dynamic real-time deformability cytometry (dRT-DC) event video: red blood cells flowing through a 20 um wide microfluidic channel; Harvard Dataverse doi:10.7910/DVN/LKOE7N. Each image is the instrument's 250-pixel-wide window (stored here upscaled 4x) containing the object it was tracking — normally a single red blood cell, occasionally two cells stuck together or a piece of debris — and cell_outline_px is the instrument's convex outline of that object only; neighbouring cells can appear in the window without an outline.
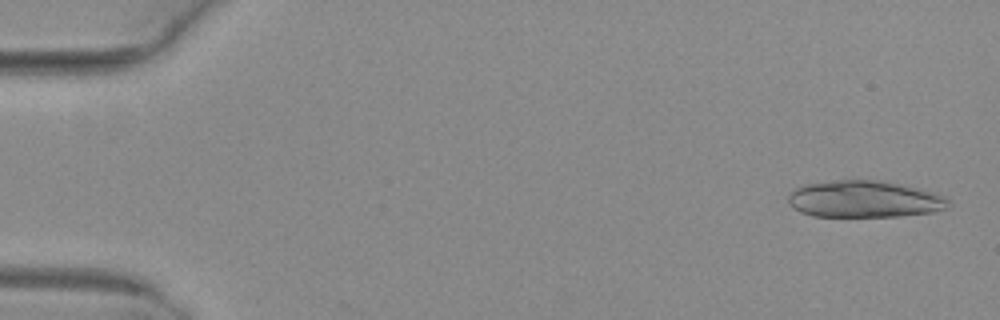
{"species": "common noctule bat (a hibernating species)", "species_latin": "Nyctalus noctula", "temperature_condition": "warm", "stored_images_in_passage": 51, "camera_frame_rate_fps": 3000, "um_per_image_px": 0.085, "animal": {"sex": "female", "body_mass_g": 29.2, "forearm_length_mm": 56.3}, "frame": {"image": 1, "passage_image": 2, "time_ms": 0.333, "image_size_px": [1000, 320], "cell_outline_px": [[952, 204], [944, 208], [932, 212], [900, 216], [812, 216], [800, 212], [792, 208], [788, 204], [788, 196], [796, 188], [804, 184], [836, 180], [880, 180], [900, 184], [936, 192], [948, 196], [952, 200]], "centroid_in_image_um": [73.5, 16.92], "position_along_channel_um": 11.5, "area_um2": 34.68}}
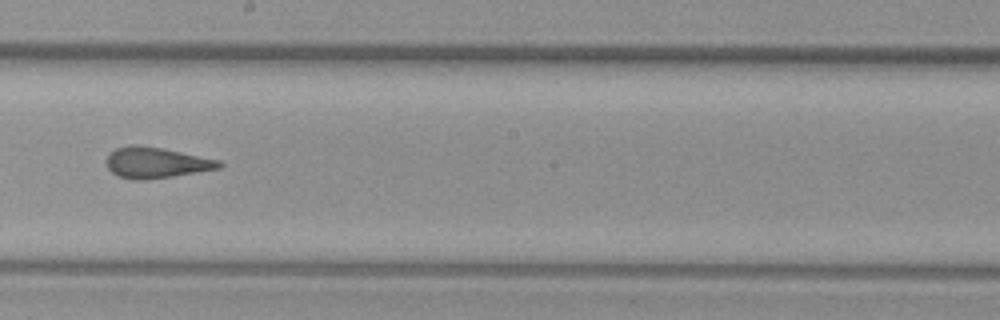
{"frame": {"image": 2, "passage_image": 30, "time_ms": 9.667, "image_size_px": [1000, 320], "cell_outline_px": [[224, 164], [220, 168], [172, 176], [144, 180], [132, 180], [120, 176], [112, 172], [108, 168], [108, 156], [116, 148], [128, 144], [136, 144], [160, 148], [220, 160]], "centroid_in_image_um": [13.28, 13.82], "position_along_channel_um": 234.9, "area_um2": 19.94}}
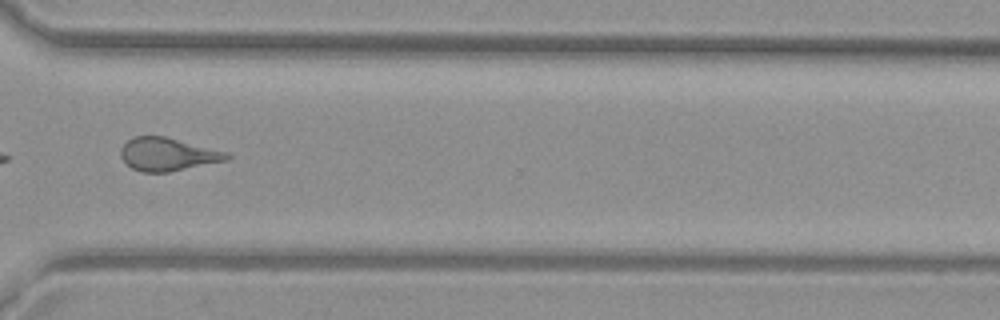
{"frame": {"image": 3, "passage_image": 39, "time_ms": 12.667, "image_size_px": [1000, 320], "cell_outline_px": [[232, 156], [228, 160], [168, 172], [144, 172], [132, 168], [120, 156], [120, 148], [132, 136], [164, 136], [228, 152]], "centroid_in_image_um": [14.26, 13.11], "position_along_channel_um": 356.3, "area_um2": 20.35}, "authors_computed_cell_mechanics": {"area_um2": 20.9814, "velocity_mm_per_s": 4.0514, "shape_relaxation_time_tau1_ms": null, "shape_relaxation_time_tau2_ms": 1.2937, "deformation_change_tau1": null, "deformation_change_tau2": 0.1045}}